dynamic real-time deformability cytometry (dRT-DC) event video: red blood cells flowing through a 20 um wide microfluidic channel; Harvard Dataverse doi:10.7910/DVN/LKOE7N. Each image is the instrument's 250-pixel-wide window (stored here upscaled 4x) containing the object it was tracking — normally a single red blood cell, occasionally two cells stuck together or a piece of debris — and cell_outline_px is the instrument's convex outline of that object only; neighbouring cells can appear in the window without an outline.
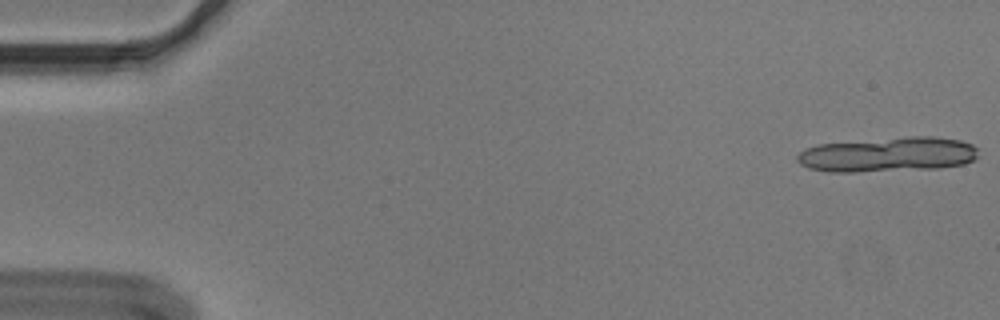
{"species": "Egyptian fruit bat (a non-hibernating species)", "species_latin": "Rousettus aegyptiacus", "temperature_condition": "cold", "stored_images_in_passage": 17, "camera_frame_rate_fps": 3000, "um_per_image_px": 0.085, "animal": {"sex": "male"}, "frame": {"image": 1, "passage_image": 1, "time_ms": 0.0, "image_size_px": [1000, 320], "cell_outline_px": [[976, 156], [972, 160], [964, 164], [940, 168], [856, 172], [828, 172], [808, 168], [800, 164], [796, 160], [796, 156], [804, 148], [816, 144], [908, 136], [936, 136], [960, 140], [972, 144], [976, 148]], "centroid_in_image_um": [75.43, 13.13], "position_along_channel_um": 9.6, "area_um2": 37.05}}